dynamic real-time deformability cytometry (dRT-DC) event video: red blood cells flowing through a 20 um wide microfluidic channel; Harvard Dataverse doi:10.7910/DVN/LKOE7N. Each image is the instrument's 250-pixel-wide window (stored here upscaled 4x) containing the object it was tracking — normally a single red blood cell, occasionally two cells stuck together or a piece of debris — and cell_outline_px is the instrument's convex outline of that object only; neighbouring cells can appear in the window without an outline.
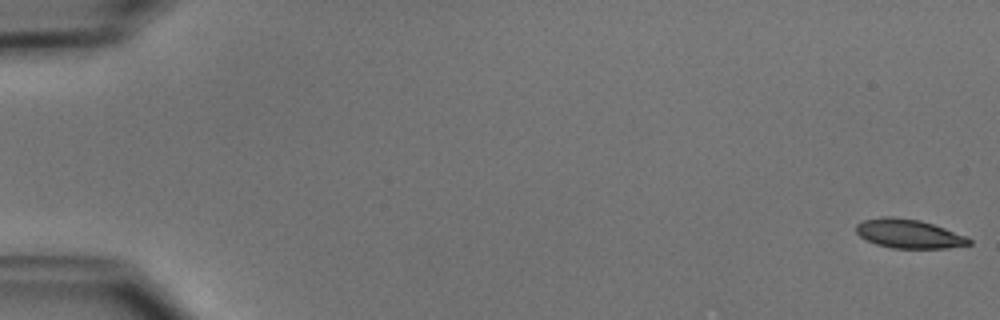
{"species": "common noctule bat (a hibernating species)", "species_latin": "Nyctalus noctula", "temperature_condition": "cold", "stored_images_in_passage": 13, "camera_frame_rate_fps": 3000, "um_per_image_px": 0.085, "animal": {"sex": "male", "body_mass_g": 15.6}, "frame": {"image": 1, "passage_image": 1, "time_ms": 0.0, "image_size_px": [1000, 320], "cell_outline_px": [[972, 244], [948, 248], [892, 248], [876, 244], [860, 236], [856, 232], [856, 224], [864, 220], [880, 216], [892, 216], [920, 220], [944, 228], [964, 236], [972, 240]], "centroid_in_image_um": [77.22, 19.86], "position_along_channel_um": 7.8, "area_um2": 18.96}}